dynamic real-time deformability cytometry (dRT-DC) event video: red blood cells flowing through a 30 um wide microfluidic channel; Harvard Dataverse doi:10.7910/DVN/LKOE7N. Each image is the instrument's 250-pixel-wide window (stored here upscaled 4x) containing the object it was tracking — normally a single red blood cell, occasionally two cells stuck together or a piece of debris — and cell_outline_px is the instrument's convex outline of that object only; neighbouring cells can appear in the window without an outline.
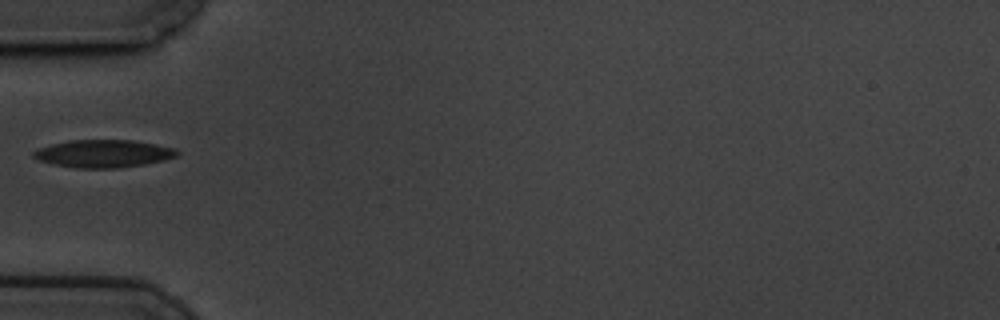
{"species": "common noctule bat (a hibernating species)", "species_latin": "Nyctalus noctula", "temperature_condition": "cold", "stored_images_in_passage": 33, "camera_frame_rate_fps": 3000, "um_per_image_px": 0.085, "animal": {"sex": "male", "body_mass_g": 19.5, "forearm_length_mm": 54.6}, "frame": {"image": 1, "passage_image": 1, "time_ms": 0.0, "image_size_px": [1000, 320], "cell_outline_px": [[180, 152], [176, 156], [164, 160], [144, 164], [116, 168], [76, 168], [52, 164], [40, 160], [32, 156], [32, 152], [40, 148], [52, 144], [68, 140], [132, 140], [156, 144], [176, 148]], "centroid_in_image_um": [8.8, 13.05], "position_along_channel_um": 76.2, "area_um2": 23.12}}
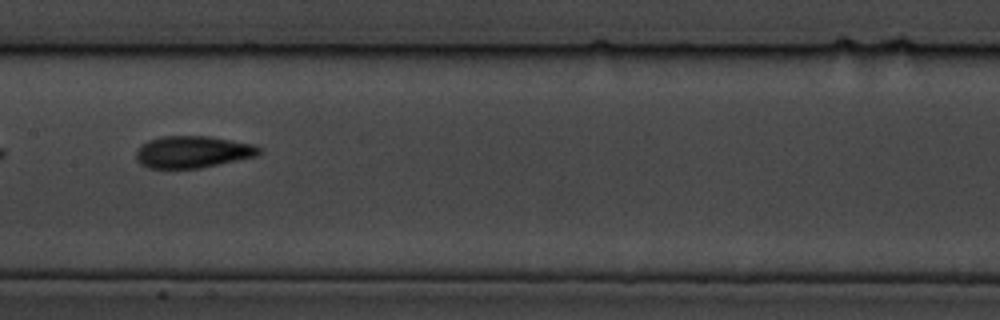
{"frame": {"image": 2, "passage_image": 11, "time_ms": 3.333, "image_size_px": [1000, 320], "cell_outline_px": [[260, 152], [256, 156], [200, 168], [148, 168], [140, 164], [136, 160], [136, 152], [140, 144], [148, 140], [160, 136], [208, 136], [256, 144], [260, 148]], "centroid_in_image_um": [16.35, 12.9], "position_along_channel_um": 191.1, "area_um2": 23.0}}
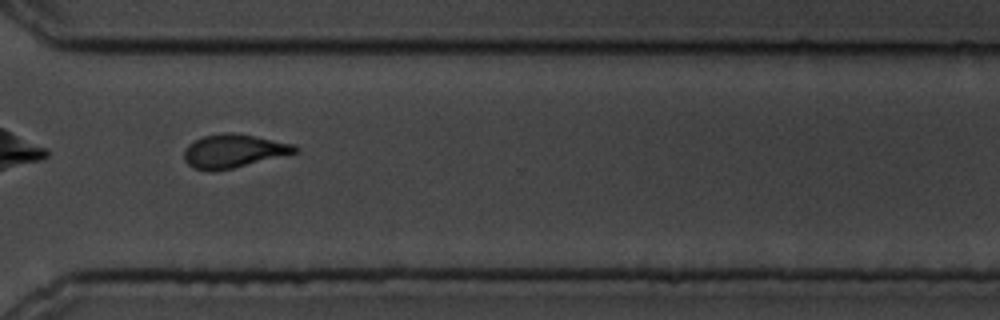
{"frame": {"image": 3, "passage_image": 25, "time_ms": 8.0, "image_size_px": [1000, 320], "cell_outline_px": [[300, 152], [216, 172], [208, 172], [192, 168], [184, 160], [184, 152], [188, 144], [204, 136], [220, 132], [232, 132], [296, 144], [300, 148]], "centroid_in_image_um": [19.86, 12.85], "position_along_channel_um": 350.7, "area_um2": 21.96}}